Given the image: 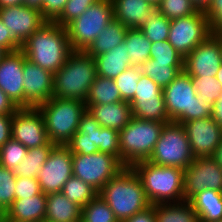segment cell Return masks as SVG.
Instances as JSON below:
<instances>
[{
    "label": "cell",
    "mask_w": 222,
    "mask_h": 222,
    "mask_svg": "<svg viewBox=\"0 0 222 222\" xmlns=\"http://www.w3.org/2000/svg\"><path fill=\"white\" fill-rule=\"evenodd\" d=\"M21 50L27 59L53 74L73 51L66 28L54 21H46L21 45Z\"/></svg>",
    "instance_id": "cell-1"
},
{
    "label": "cell",
    "mask_w": 222,
    "mask_h": 222,
    "mask_svg": "<svg viewBox=\"0 0 222 222\" xmlns=\"http://www.w3.org/2000/svg\"><path fill=\"white\" fill-rule=\"evenodd\" d=\"M119 222L149 207L143 184L131 167H125L98 192Z\"/></svg>",
    "instance_id": "cell-2"
},
{
    "label": "cell",
    "mask_w": 222,
    "mask_h": 222,
    "mask_svg": "<svg viewBox=\"0 0 222 222\" xmlns=\"http://www.w3.org/2000/svg\"><path fill=\"white\" fill-rule=\"evenodd\" d=\"M97 76L96 61L83 50H73L64 65L54 73V98L85 102Z\"/></svg>",
    "instance_id": "cell-3"
},
{
    "label": "cell",
    "mask_w": 222,
    "mask_h": 222,
    "mask_svg": "<svg viewBox=\"0 0 222 222\" xmlns=\"http://www.w3.org/2000/svg\"><path fill=\"white\" fill-rule=\"evenodd\" d=\"M131 168L139 176L146 196L152 205L184 201V170L158 166L147 160Z\"/></svg>",
    "instance_id": "cell-4"
},
{
    "label": "cell",
    "mask_w": 222,
    "mask_h": 222,
    "mask_svg": "<svg viewBox=\"0 0 222 222\" xmlns=\"http://www.w3.org/2000/svg\"><path fill=\"white\" fill-rule=\"evenodd\" d=\"M165 107L171 122H184L208 118L212 115L209 101H203L196 94L190 76L183 70L163 88Z\"/></svg>",
    "instance_id": "cell-5"
},
{
    "label": "cell",
    "mask_w": 222,
    "mask_h": 222,
    "mask_svg": "<svg viewBox=\"0 0 222 222\" xmlns=\"http://www.w3.org/2000/svg\"><path fill=\"white\" fill-rule=\"evenodd\" d=\"M37 108L43 116L49 141L56 145H66L77 133L80 117L87 110L83 101L54 97Z\"/></svg>",
    "instance_id": "cell-6"
},
{
    "label": "cell",
    "mask_w": 222,
    "mask_h": 222,
    "mask_svg": "<svg viewBox=\"0 0 222 222\" xmlns=\"http://www.w3.org/2000/svg\"><path fill=\"white\" fill-rule=\"evenodd\" d=\"M165 123L132 117L119 131L120 160L126 167L148 160L161 135Z\"/></svg>",
    "instance_id": "cell-7"
},
{
    "label": "cell",
    "mask_w": 222,
    "mask_h": 222,
    "mask_svg": "<svg viewBox=\"0 0 222 222\" xmlns=\"http://www.w3.org/2000/svg\"><path fill=\"white\" fill-rule=\"evenodd\" d=\"M190 143L182 124L170 122L163 126L161 135L147 161L158 166L185 170L193 161Z\"/></svg>",
    "instance_id": "cell-8"
},
{
    "label": "cell",
    "mask_w": 222,
    "mask_h": 222,
    "mask_svg": "<svg viewBox=\"0 0 222 222\" xmlns=\"http://www.w3.org/2000/svg\"><path fill=\"white\" fill-rule=\"evenodd\" d=\"M114 19L111 0H99L65 28L72 50L85 51L108 23Z\"/></svg>",
    "instance_id": "cell-9"
},
{
    "label": "cell",
    "mask_w": 222,
    "mask_h": 222,
    "mask_svg": "<svg viewBox=\"0 0 222 222\" xmlns=\"http://www.w3.org/2000/svg\"><path fill=\"white\" fill-rule=\"evenodd\" d=\"M125 167L118 157L100 151L88 155L72 154L73 176L98 192Z\"/></svg>",
    "instance_id": "cell-10"
},
{
    "label": "cell",
    "mask_w": 222,
    "mask_h": 222,
    "mask_svg": "<svg viewBox=\"0 0 222 222\" xmlns=\"http://www.w3.org/2000/svg\"><path fill=\"white\" fill-rule=\"evenodd\" d=\"M169 32L167 41L183 58L212 34L203 11L171 20Z\"/></svg>",
    "instance_id": "cell-11"
},
{
    "label": "cell",
    "mask_w": 222,
    "mask_h": 222,
    "mask_svg": "<svg viewBox=\"0 0 222 222\" xmlns=\"http://www.w3.org/2000/svg\"><path fill=\"white\" fill-rule=\"evenodd\" d=\"M72 175V153L66 145L59 144L52 148L36 179L41 192L48 195L61 192L64 184Z\"/></svg>",
    "instance_id": "cell-12"
},
{
    "label": "cell",
    "mask_w": 222,
    "mask_h": 222,
    "mask_svg": "<svg viewBox=\"0 0 222 222\" xmlns=\"http://www.w3.org/2000/svg\"><path fill=\"white\" fill-rule=\"evenodd\" d=\"M12 139L28 149L56 145L49 141L43 116L37 107L19 108L13 114Z\"/></svg>",
    "instance_id": "cell-13"
},
{
    "label": "cell",
    "mask_w": 222,
    "mask_h": 222,
    "mask_svg": "<svg viewBox=\"0 0 222 222\" xmlns=\"http://www.w3.org/2000/svg\"><path fill=\"white\" fill-rule=\"evenodd\" d=\"M222 65V47L217 33L210 34L184 58L183 70L194 77H216Z\"/></svg>",
    "instance_id": "cell-14"
},
{
    "label": "cell",
    "mask_w": 222,
    "mask_h": 222,
    "mask_svg": "<svg viewBox=\"0 0 222 222\" xmlns=\"http://www.w3.org/2000/svg\"><path fill=\"white\" fill-rule=\"evenodd\" d=\"M204 189L222 192V167L212 158H195L184 170V200Z\"/></svg>",
    "instance_id": "cell-15"
},
{
    "label": "cell",
    "mask_w": 222,
    "mask_h": 222,
    "mask_svg": "<svg viewBox=\"0 0 222 222\" xmlns=\"http://www.w3.org/2000/svg\"><path fill=\"white\" fill-rule=\"evenodd\" d=\"M194 158L212 157L222 142V128L212 117L184 122Z\"/></svg>",
    "instance_id": "cell-16"
},
{
    "label": "cell",
    "mask_w": 222,
    "mask_h": 222,
    "mask_svg": "<svg viewBox=\"0 0 222 222\" xmlns=\"http://www.w3.org/2000/svg\"><path fill=\"white\" fill-rule=\"evenodd\" d=\"M24 108L37 107L52 98L54 74L25 57L23 68Z\"/></svg>",
    "instance_id": "cell-17"
},
{
    "label": "cell",
    "mask_w": 222,
    "mask_h": 222,
    "mask_svg": "<svg viewBox=\"0 0 222 222\" xmlns=\"http://www.w3.org/2000/svg\"><path fill=\"white\" fill-rule=\"evenodd\" d=\"M0 18L20 45H23L46 22L41 11L23 4L1 8Z\"/></svg>",
    "instance_id": "cell-18"
},
{
    "label": "cell",
    "mask_w": 222,
    "mask_h": 222,
    "mask_svg": "<svg viewBox=\"0 0 222 222\" xmlns=\"http://www.w3.org/2000/svg\"><path fill=\"white\" fill-rule=\"evenodd\" d=\"M24 52H7L0 62V89L18 108H24Z\"/></svg>",
    "instance_id": "cell-19"
},
{
    "label": "cell",
    "mask_w": 222,
    "mask_h": 222,
    "mask_svg": "<svg viewBox=\"0 0 222 222\" xmlns=\"http://www.w3.org/2000/svg\"><path fill=\"white\" fill-rule=\"evenodd\" d=\"M100 124L86 110L80 117L77 133L66 143L72 154L88 155L98 152Z\"/></svg>",
    "instance_id": "cell-20"
},
{
    "label": "cell",
    "mask_w": 222,
    "mask_h": 222,
    "mask_svg": "<svg viewBox=\"0 0 222 222\" xmlns=\"http://www.w3.org/2000/svg\"><path fill=\"white\" fill-rule=\"evenodd\" d=\"M86 108L101 127H107L117 131L122 130L132 118L131 105L126 101L86 105Z\"/></svg>",
    "instance_id": "cell-21"
},
{
    "label": "cell",
    "mask_w": 222,
    "mask_h": 222,
    "mask_svg": "<svg viewBox=\"0 0 222 222\" xmlns=\"http://www.w3.org/2000/svg\"><path fill=\"white\" fill-rule=\"evenodd\" d=\"M46 214V194L15 199L3 216L14 222H44Z\"/></svg>",
    "instance_id": "cell-22"
},
{
    "label": "cell",
    "mask_w": 222,
    "mask_h": 222,
    "mask_svg": "<svg viewBox=\"0 0 222 222\" xmlns=\"http://www.w3.org/2000/svg\"><path fill=\"white\" fill-rule=\"evenodd\" d=\"M114 18L128 29L144 27L153 6L148 0H111Z\"/></svg>",
    "instance_id": "cell-23"
},
{
    "label": "cell",
    "mask_w": 222,
    "mask_h": 222,
    "mask_svg": "<svg viewBox=\"0 0 222 222\" xmlns=\"http://www.w3.org/2000/svg\"><path fill=\"white\" fill-rule=\"evenodd\" d=\"M82 207L70 201L62 192L46 195L44 222H81Z\"/></svg>",
    "instance_id": "cell-24"
},
{
    "label": "cell",
    "mask_w": 222,
    "mask_h": 222,
    "mask_svg": "<svg viewBox=\"0 0 222 222\" xmlns=\"http://www.w3.org/2000/svg\"><path fill=\"white\" fill-rule=\"evenodd\" d=\"M125 43H121L110 49L109 52L94 57L96 61L97 75L115 79L122 72L132 66L127 54Z\"/></svg>",
    "instance_id": "cell-25"
},
{
    "label": "cell",
    "mask_w": 222,
    "mask_h": 222,
    "mask_svg": "<svg viewBox=\"0 0 222 222\" xmlns=\"http://www.w3.org/2000/svg\"><path fill=\"white\" fill-rule=\"evenodd\" d=\"M199 222L222 220V192L204 189L190 200Z\"/></svg>",
    "instance_id": "cell-26"
},
{
    "label": "cell",
    "mask_w": 222,
    "mask_h": 222,
    "mask_svg": "<svg viewBox=\"0 0 222 222\" xmlns=\"http://www.w3.org/2000/svg\"><path fill=\"white\" fill-rule=\"evenodd\" d=\"M127 30L126 26L114 18L85 51L93 57L107 53L124 42Z\"/></svg>",
    "instance_id": "cell-27"
},
{
    "label": "cell",
    "mask_w": 222,
    "mask_h": 222,
    "mask_svg": "<svg viewBox=\"0 0 222 222\" xmlns=\"http://www.w3.org/2000/svg\"><path fill=\"white\" fill-rule=\"evenodd\" d=\"M156 222H199L198 215L188 200L154 205Z\"/></svg>",
    "instance_id": "cell-28"
},
{
    "label": "cell",
    "mask_w": 222,
    "mask_h": 222,
    "mask_svg": "<svg viewBox=\"0 0 222 222\" xmlns=\"http://www.w3.org/2000/svg\"><path fill=\"white\" fill-rule=\"evenodd\" d=\"M129 103L134 118L165 124L171 122L166 111L164 98L132 99Z\"/></svg>",
    "instance_id": "cell-29"
},
{
    "label": "cell",
    "mask_w": 222,
    "mask_h": 222,
    "mask_svg": "<svg viewBox=\"0 0 222 222\" xmlns=\"http://www.w3.org/2000/svg\"><path fill=\"white\" fill-rule=\"evenodd\" d=\"M183 67L184 64H168L148 59L139 66V70L163 89L183 71Z\"/></svg>",
    "instance_id": "cell-30"
},
{
    "label": "cell",
    "mask_w": 222,
    "mask_h": 222,
    "mask_svg": "<svg viewBox=\"0 0 222 222\" xmlns=\"http://www.w3.org/2000/svg\"><path fill=\"white\" fill-rule=\"evenodd\" d=\"M122 97L114 79L96 76L89 89L86 105H100L121 102Z\"/></svg>",
    "instance_id": "cell-31"
},
{
    "label": "cell",
    "mask_w": 222,
    "mask_h": 222,
    "mask_svg": "<svg viewBox=\"0 0 222 222\" xmlns=\"http://www.w3.org/2000/svg\"><path fill=\"white\" fill-rule=\"evenodd\" d=\"M124 43L132 66L139 67L150 59L151 41H149L140 29H128Z\"/></svg>",
    "instance_id": "cell-32"
},
{
    "label": "cell",
    "mask_w": 222,
    "mask_h": 222,
    "mask_svg": "<svg viewBox=\"0 0 222 222\" xmlns=\"http://www.w3.org/2000/svg\"><path fill=\"white\" fill-rule=\"evenodd\" d=\"M54 146L43 145L28 149L26 158L13 170L16 177L37 178L40 169L48 159Z\"/></svg>",
    "instance_id": "cell-33"
},
{
    "label": "cell",
    "mask_w": 222,
    "mask_h": 222,
    "mask_svg": "<svg viewBox=\"0 0 222 222\" xmlns=\"http://www.w3.org/2000/svg\"><path fill=\"white\" fill-rule=\"evenodd\" d=\"M171 20L164 16L158 6H152L149 9V15L143 28L140 30L144 36L151 42L168 40Z\"/></svg>",
    "instance_id": "cell-34"
},
{
    "label": "cell",
    "mask_w": 222,
    "mask_h": 222,
    "mask_svg": "<svg viewBox=\"0 0 222 222\" xmlns=\"http://www.w3.org/2000/svg\"><path fill=\"white\" fill-rule=\"evenodd\" d=\"M61 192L80 207H84L98 195V191L90 184L73 175L66 181Z\"/></svg>",
    "instance_id": "cell-35"
},
{
    "label": "cell",
    "mask_w": 222,
    "mask_h": 222,
    "mask_svg": "<svg viewBox=\"0 0 222 222\" xmlns=\"http://www.w3.org/2000/svg\"><path fill=\"white\" fill-rule=\"evenodd\" d=\"M81 222H119L108 204L98 194L82 207Z\"/></svg>",
    "instance_id": "cell-36"
},
{
    "label": "cell",
    "mask_w": 222,
    "mask_h": 222,
    "mask_svg": "<svg viewBox=\"0 0 222 222\" xmlns=\"http://www.w3.org/2000/svg\"><path fill=\"white\" fill-rule=\"evenodd\" d=\"M16 175L13 170L0 165V215H3L15 200Z\"/></svg>",
    "instance_id": "cell-37"
},
{
    "label": "cell",
    "mask_w": 222,
    "mask_h": 222,
    "mask_svg": "<svg viewBox=\"0 0 222 222\" xmlns=\"http://www.w3.org/2000/svg\"><path fill=\"white\" fill-rule=\"evenodd\" d=\"M28 148L14 139H9L0 148V165L14 170L25 158Z\"/></svg>",
    "instance_id": "cell-38"
},
{
    "label": "cell",
    "mask_w": 222,
    "mask_h": 222,
    "mask_svg": "<svg viewBox=\"0 0 222 222\" xmlns=\"http://www.w3.org/2000/svg\"><path fill=\"white\" fill-rule=\"evenodd\" d=\"M140 76L139 67L131 66L114 79L123 101L130 102L134 98Z\"/></svg>",
    "instance_id": "cell-39"
},
{
    "label": "cell",
    "mask_w": 222,
    "mask_h": 222,
    "mask_svg": "<svg viewBox=\"0 0 222 222\" xmlns=\"http://www.w3.org/2000/svg\"><path fill=\"white\" fill-rule=\"evenodd\" d=\"M196 94L203 101L213 104L222 94V86L216 77H194L190 76Z\"/></svg>",
    "instance_id": "cell-40"
},
{
    "label": "cell",
    "mask_w": 222,
    "mask_h": 222,
    "mask_svg": "<svg viewBox=\"0 0 222 222\" xmlns=\"http://www.w3.org/2000/svg\"><path fill=\"white\" fill-rule=\"evenodd\" d=\"M158 8L169 20L189 16L198 11L191 0H162Z\"/></svg>",
    "instance_id": "cell-41"
},
{
    "label": "cell",
    "mask_w": 222,
    "mask_h": 222,
    "mask_svg": "<svg viewBox=\"0 0 222 222\" xmlns=\"http://www.w3.org/2000/svg\"><path fill=\"white\" fill-rule=\"evenodd\" d=\"M150 59L168 64H184V58L167 40L151 43Z\"/></svg>",
    "instance_id": "cell-42"
},
{
    "label": "cell",
    "mask_w": 222,
    "mask_h": 222,
    "mask_svg": "<svg viewBox=\"0 0 222 222\" xmlns=\"http://www.w3.org/2000/svg\"><path fill=\"white\" fill-rule=\"evenodd\" d=\"M99 0H68L61 14L54 20L61 26H66L69 22L82 15L91 5Z\"/></svg>",
    "instance_id": "cell-43"
},
{
    "label": "cell",
    "mask_w": 222,
    "mask_h": 222,
    "mask_svg": "<svg viewBox=\"0 0 222 222\" xmlns=\"http://www.w3.org/2000/svg\"><path fill=\"white\" fill-rule=\"evenodd\" d=\"M98 149L100 152L114 155L120 159L119 131L107 127H100Z\"/></svg>",
    "instance_id": "cell-44"
},
{
    "label": "cell",
    "mask_w": 222,
    "mask_h": 222,
    "mask_svg": "<svg viewBox=\"0 0 222 222\" xmlns=\"http://www.w3.org/2000/svg\"><path fill=\"white\" fill-rule=\"evenodd\" d=\"M133 99L164 98L163 89L146 75L140 76Z\"/></svg>",
    "instance_id": "cell-45"
},
{
    "label": "cell",
    "mask_w": 222,
    "mask_h": 222,
    "mask_svg": "<svg viewBox=\"0 0 222 222\" xmlns=\"http://www.w3.org/2000/svg\"><path fill=\"white\" fill-rule=\"evenodd\" d=\"M40 193V185L36 178L16 177L15 199L32 197Z\"/></svg>",
    "instance_id": "cell-46"
},
{
    "label": "cell",
    "mask_w": 222,
    "mask_h": 222,
    "mask_svg": "<svg viewBox=\"0 0 222 222\" xmlns=\"http://www.w3.org/2000/svg\"><path fill=\"white\" fill-rule=\"evenodd\" d=\"M204 13L212 33L222 32V0H212Z\"/></svg>",
    "instance_id": "cell-47"
},
{
    "label": "cell",
    "mask_w": 222,
    "mask_h": 222,
    "mask_svg": "<svg viewBox=\"0 0 222 222\" xmlns=\"http://www.w3.org/2000/svg\"><path fill=\"white\" fill-rule=\"evenodd\" d=\"M68 0H43V18L54 21L63 11Z\"/></svg>",
    "instance_id": "cell-48"
},
{
    "label": "cell",
    "mask_w": 222,
    "mask_h": 222,
    "mask_svg": "<svg viewBox=\"0 0 222 222\" xmlns=\"http://www.w3.org/2000/svg\"><path fill=\"white\" fill-rule=\"evenodd\" d=\"M0 48L6 52H13L21 49V45L13 38L10 31L5 27L0 18Z\"/></svg>",
    "instance_id": "cell-49"
},
{
    "label": "cell",
    "mask_w": 222,
    "mask_h": 222,
    "mask_svg": "<svg viewBox=\"0 0 222 222\" xmlns=\"http://www.w3.org/2000/svg\"><path fill=\"white\" fill-rule=\"evenodd\" d=\"M13 115H0V148L12 138Z\"/></svg>",
    "instance_id": "cell-50"
},
{
    "label": "cell",
    "mask_w": 222,
    "mask_h": 222,
    "mask_svg": "<svg viewBox=\"0 0 222 222\" xmlns=\"http://www.w3.org/2000/svg\"><path fill=\"white\" fill-rule=\"evenodd\" d=\"M123 222H156L154 205H150Z\"/></svg>",
    "instance_id": "cell-51"
},
{
    "label": "cell",
    "mask_w": 222,
    "mask_h": 222,
    "mask_svg": "<svg viewBox=\"0 0 222 222\" xmlns=\"http://www.w3.org/2000/svg\"><path fill=\"white\" fill-rule=\"evenodd\" d=\"M18 109L8 95L0 89V115H13Z\"/></svg>",
    "instance_id": "cell-52"
},
{
    "label": "cell",
    "mask_w": 222,
    "mask_h": 222,
    "mask_svg": "<svg viewBox=\"0 0 222 222\" xmlns=\"http://www.w3.org/2000/svg\"><path fill=\"white\" fill-rule=\"evenodd\" d=\"M211 117L222 128V94L213 103Z\"/></svg>",
    "instance_id": "cell-53"
},
{
    "label": "cell",
    "mask_w": 222,
    "mask_h": 222,
    "mask_svg": "<svg viewBox=\"0 0 222 222\" xmlns=\"http://www.w3.org/2000/svg\"><path fill=\"white\" fill-rule=\"evenodd\" d=\"M23 5L41 11L43 17V0H23Z\"/></svg>",
    "instance_id": "cell-54"
},
{
    "label": "cell",
    "mask_w": 222,
    "mask_h": 222,
    "mask_svg": "<svg viewBox=\"0 0 222 222\" xmlns=\"http://www.w3.org/2000/svg\"><path fill=\"white\" fill-rule=\"evenodd\" d=\"M194 7L198 10V11H203L205 12L208 7L210 6L212 0H191Z\"/></svg>",
    "instance_id": "cell-55"
},
{
    "label": "cell",
    "mask_w": 222,
    "mask_h": 222,
    "mask_svg": "<svg viewBox=\"0 0 222 222\" xmlns=\"http://www.w3.org/2000/svg\"><path fill=\"white\" fill-rule=\"evenodd\" d=\"M23 4V0H0V9Z\"/></svg>",
    "instance_id": "cell-56"
},
{
    "label": "cell",
    "mask_w": 222,
    "mask_h": 222,
    "mask_svg": "<svg viewBox=\"0 0 222 222\" xmlns=\"http://www.w3.org/2000/svg\"><path fill=\"white\" fill-rule=\"evenodd\" d=\"M212 158L222 167V142L216 148Z\"/></svg>",
    "instance_id": "cell-57"
},
{
    "label": "cell",
    "mask_w": 222,
    "mask_h": 222,
    "mask_svg": "<svg viewBox=\"0 0 222 222\" xmlns=\"http://www.w3.org/2000/svg\"><path fill=\"white\" fill-rule=\"evenodd\" d=\"M216 80L221 84L222 86V65L220 66L219 70L216 74Z\"/></svg>",
    "instance_id": "cell-58"
},
{
    "label": "cell",
    "mask_w": 222,
    "mask_h": 222,
    "mask_svg": "<svg viewBox=\"0 0 222 222\" xmlns=\"http://www.w3.org/2000/svg\"><path fill=\"white\" fill-rule=\"evenodd\" d=\"M149 3L153 6H158L162 0H148Z\"/></svg>",
    "instance_id": "cell-59"
},
{
    "label": "cell",
    "mask_w": 222,
    "mask_h": 222,
    "mask_svg": "<svg viewBox=\"0 0 222 222\" xmlns=\"http://www.w3.org/2000/svg\"><path fill=\"white\" fill-rule=\"evenodd\" d=\"M6 53H7V52H6L4 49L0 48V62H1L2 57H3Z\"/></svg>",
    "instance_id": "cell-60"
},
{
    "label": "cell",
    "mask_w": 222,
    "mask_h": 222,
    "mask_svg": "<svg viewBox=\"0 0 222 222\" xmlns=\"http://www.w3.org/2000/svg\"><path fill=\"white\" fill-rule=\"evenodd\" d=\"M0 222H14V221L7 220L3 215H0Z\"/></svg>",
    "instance_id": "cell-61"
},
{
    "label": "cell",
    "mask_w": 222,
    "mask_h": 222,
    "mask_svg": "<svg viewBox=\"0 0 222 222\" xmlns=\"http://www.w3.org/2000/svg\"><path fill=\"white\" fill-rule=\"evenodd\" d=\"M220 37V43H221V47H222V32L217 33Z\"/></svg>",
    "instance_id": "cell-62"
},
{
    "label": "cell",
    "mask_w": 222,
    "mask_h": 222,
    "mask_svg": "<svg viewBox=\"0 0 222 222\" xmlns=\"http://www.w3.org/2000/svg\"><path fill=\"white\" fill-rule=\"evenodd\" d=\"M211 222H222V220H217V221H211Z\"/></svg>",
    "instance_id": "cell-63"
}]
</instances>
